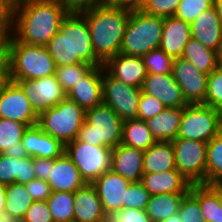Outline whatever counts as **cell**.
<instances>
[{"instance_id":"39","label":"cell","mask_w":222,"mask_h":222,"mask_svg":"<svg viewBox=\"0 0 222 222\" xmlns=\"http://www.w3.org/2000/svg\"><path fill=\"white\" fill-rule=\"evenodd\" d=\"M147 73L168 74L172 73L174 59L162 49H154L142 57Z\"/></svg>"},{"instance_id":"60","label":"cell","mask_w":222,"mask_h":222,"mask_svg":"<svg viewBox=\"0 0 222 222\" xmlns=\"http://www.w3.org/2000/svg\"><path fill=\"white\" fill-rule=\"evenodd\" d=\"M0 222H11L4 213H0Z\"/></svg>"},{"instance_id":"12","label":"cell","mask_w":222,"mask_h":222,"mask_svg":"<svg viewBox=\"0 0 222 222\" xmlns=\"http://www.w3.org/2000/svg\"><path fill=\"white\" fill-rule=\"evenodd\" d=\"M24 90L37 115L56 106L67 97L55 74L38 79H9Z\"/></svg>"},{"instance_id":"46","label":"cell","mask_w":222,"mask_h":222,"mask_svg":"<svg viewBox=\"0 0 222 222\" xmlns=\"http://www.w3.org/2000/svg\"><path fill=\"white\" fill-rule=\"evenodd\" d=\"M113 222H151L144 209L122 208L108 216Z\"/></svg>"},{"instance_id":"35","label":"cell","mask_w":222,"mask_h":222,"mask_svg":"<svg viewBox=\"0 0 222 222\" xmlns=\"http://www.w3.org/2000/svg\"><path fill=\"white\" fill-rule=\"evenodd\" d=\"M46 202L54 222L74 221V192H51Z\"/></svg>"},{"instance_id":"23","label":"cell","mask_w":222,"mask_h":222,"mask_svg":"<svg viewBox=\"0 0 222 222\" xmlns=\"http://www.w3.org/2000/svg\"><path fill=\"white\" fill-rule=\"evenodd\" d=\"M191 38V24L175 16L165 17L159 48L173 59L180 58Z\"/></svg>"},{"instance_id":"6","label":"cell","mask_w":222,"mask_h":222,"mask_svg":"<svg viewBox=\"0 0 222 222\" xmlns=\"http://www.w3.org/2000/svg\"><path fill=\"white\" fill-rule=\"evenodd\" d=\"M123 121L107 104L85 110L77 139L93 146L117 147L122 141Z\"/></svg>"},{"instance_id":"20","label":"cell","mask_w":222,"mask_h":222,"mask_svg":"<svg viewBox=\"0 0 222 222\" xmlns=\"http://www.w3.org/2000/svg\"><path fill=\"white\" fill-rule=\"evenodd\" d=\"M144 151L119 144L112 149L110 169L132 182H141Z\"/></svg>"},{"instance_id":"52","label":"cell","mask_w":222,"mask_h":222,"mask_svg":"<svg viewBox=\"0 0 222 222\" xmlns=\"http://www.w3.org/2000/svg\"><path fill=\"white\" fill-rule=\"evenodd\" d=\"M13 9L8 0H0V24H12Z\"/></svg>"},{"instance_id":"18","label":"cell","mask_w":222,"mask_h":222,"mask_svg":"<svg viewBox=\"0 0 222 222\" xmlns=\"http://www.w3.org/2000/svg\"><path fill=\"white\" fill-rule=\"evenodd\" d=\"M104 70L127 85L141 88L147 70L142 57L117 54L103 64Z\"/></svg>"},{"instance_id":"14","label":"cell","mask_w":222,"mask_h":222,"mask_svg":"<svg viewBox=\"0 0 222 222\" xmlns=\"http://www.w3.org/2000/svg\"><path fill=\"white\" fill-rule=\"evenodd\" d=\"M172 75L187 104H204L208 74L180 57L173 61Z\"/></svg>"},{"instance_id":"19","label":"cell","mask_w":222,"mask_h":222,"mask_svg":"<svg viewBox=\"0 0 222 222\" xmlns=\"http://www.w3.org/2000/svg\"><path fill=\"white\" fill-rule=\"evenodd\" d=\"M103 65L92 67L89 72L67 92V98L84 110L93 108L103 102Z\"/></svg>"},{"instance_id":"58","label":"cell","mask_w":222,"mask_h":222,"mask_svg":"<svg viewBox=\"0 0 222 222\" xmlns=\"http://www.w3.org/2000/svg\"><path fill=\"white\" fill-rule=\"evenodd\" d=\"M162 222H181V218H180L179 214L176 213L175 215L169 217L168 219H166Z\"/></svg>"},{"instance_id":"51","label":"cell","mask_w":222,"mask_h":222,"mask_svg":"<svg viewBox=\"0 0 222 222\" xmlns=\"http://www.w3.org/2000/svg\"><path fill=\"white\" fill-rule=\"evenodd\" d=\"M145 0H101V3L125 7L129 9H140Z\"/></svg>"},{"instance_id":"38","label":"cell","mask_w":222,"mask_h":222,"mask_svg":"<svg viewBox=\"0 0 222 222\" xmlns=\"http://www.w3.org/2000/svg\"><path fill=\"white\" fill-rule=\"evenodd\" d=\"M204 104L222 112V65L208 74Z\"/></svg>"},{"instance_id":"59","label":"cell","mask_w":222,"mask_h":222,"mask_svg":"<svg viewBox=\"0 0 222 222\" xmlns=\"http://www.w3.org/2000/svg\"><path fill=\"white\" fill-rule=\"evenodd\" d=\"M217 58H218L219 65H222V38L219 44V48L217 50Z\"/></svg>"},{"instance_id":"21","label":"cell","mask_w":222,"mask_h":222,"mask_svg":"<svg viewBox=\"0 0 222 222\" xmlns=\"http://www.w3.org/2000/svg\"><path fill=\"white\" fill-rule=\"evenodd\" d=\"M191 36L217 52L222 38V20L214 6L203 11L191 23Z\"/></svg>"},{"instance_id":"29","label":"cell","mask_w":222,"mask_h":222,"mask_svg":"<svg viewBox=\"0 0 222 222\" xmlns=\"http://www.w3.org/2000/svg\"><path fill=\"white\" fill-rule=\"evenodd\" d=\"M35 172L33 169V158L28 156L15 159L0 153V183L4 185L15 182L26 184L33 180Z\"/></svg>"},{"instance_id":"11","label":"cell","mask_w":222,"mask_h":222,"mask_svg":"<svg viewBox=\"0 0 222 222\" xmlns=\"http://www.w3.org/2000/svg\"><path fill=\"white\" fill-rule=\"evenodd\" d=\"M103 103L109 105L122 121L138 118L141 88H136L109 75L103 68Z\"/></svg>"},{"instance_id":"16","label":"cell","mask_w":222,"mask_h":222,"mask_svg":"<svg viewBox=\"0 0 222 222\" xmlns=\"http://www.w3.org/2000/svg\"><path fill=\"white\" fill-rule=\"evenodd\" d=\"M141 91L159 99L166 108H183L188 105L172 73H147Z\"/></svg>"},{"instance_id":"22","label":"cell","mask_w":222,"mask_h":222,"mask_svg":"<svg viewBox=\"0 0 222 222\" xmlns=\"http://www.w3.org/2000/svg\"><path fill=\"white\" fill-rule=\"evenodd\" d=\"M21 142L32 158L54 159L65 151V146L59 140L44 133L37 125L28 127Z\"/></svg>"},{"instance_id":"1","label":"cell","mask_w":222,"mask_h":222,"mask_svg":"<svg viewBox=\"0 0 222 222\" xmlns=\"http://www.w3.org/2000/svg\"><path fill=\"white\" fill-rule=\"evenodd\" d=\"M68 11L56 0H41L13 10L12 37L29 45L46 46L60 31Z\"/></svg>"},{"instance_id":"55","label":"cell","mask_w":222,"mask_h":222,"mask_svg":"<svg viewBox=\"0 0 222 222\" xmlns=\"http://www.w3.org/2000/svg\"><path fill=\"white\" fill-rule=\"evenodd\" d=\"M6 203V185L0 183V213H4Z\"/></svg>"},{"instance_id":"28","label":"cell","mask_w":222,"mask_h":222,"mask_svg":"<svg viewBox=\"0 0 222 222\" xmlns=\"http://www.w3.org/2000/svg\"><path fill=\"white\" fill-rule=\"evenodd\" d=\"M176 169L172 142H155L144 151L143 174L160 173Z\"/></svg>"},{"instance_id":"5","label":"cell","mask_w":222,"mask_h":222,"mask_svg":"<svg viewBox=\"0 0 222 222\" xmlns=\"http://www.w3.org/2000/svg\"><path fill=\"white\" fill-rule=\"evenodd\" d=\"M56 65L46 46L29 45L11 37L9 79H38L55 74Z\"/></svg>"},{"instance_id":"34","label":"cell","mask_w":222,"mask_h":222,"mask_svg":"<svg viewBox=\"0 0 222 222\" xmlns=\"http://www.w3.org/2000/svg\"><path fill=\"white\" fill-rule=\"evenodd\" d=\"M222 183V130L207 143L206 184Z\"/></svg>"},{"instance_id":"30","label":"cell","mask_w":222,"mask_h":222,"mask_svg":"<svg viewBox=\"0 0 222 222\" xmlns=\"http://www.w3.org/2000/svg\"><path fill=\"white\" fill-rule=\"evenodd\" d=\"M33 198L26 189L25 184L13 183L6 185V203L4 214L11 222H20Z\"/></svg>"},{"instance_id":"43","label":"cell","mask_w":222,"mask_h":222,"mask_svg":"<svg viewBox=\"0 0 222 222\" xmlns=\"http://www.w3.org/2000/svg\"><path fill=\"white\" fill-rule=\"evenodd\" d=\"M181 0H145L140 10L159 17L174 16Z\"/></svg>"},{"instance_id":"3","label":"cell","mask_w":222,"mask_h":222,"mask_svg":"<svg viewBox=\"0 0 222 222\" xmlns=\"http://www.w3.org/2000/svg\"><path fill=\"white\" fill-rule=\"evenodd\" d=\"M130 11L100 3L80 12L86 18L96 58L102 64L120 53Z\"/></svg>"},{"instance_id":"40","label":"cell","mask_w":222,"mask_h":222,"mask_svg":"<svg viewBox=\"0 0 222 222\" xmlns=\"http://www.w3.org/2000/svg\"><path fill=\"white\" fill-rule=\"evenodd\" d=\"M214 6V0H181L175 17L191 24L203 11Z\"/></svg>"},{"instance_id":"4","label":"cell","mask_w":222,"mask_h":222,"mask_svg":"<svg viewBox=\"0 0 222 222\" xmlns=\"http://www.w3.org/2000/svg\"><path fill=\"white\" fill-rule=\"evenodd\" d=\"M164 17L149 15L140 9H132L125 28L120 53L143 57L158 49L163 33Z\"/></svg>"},{"instance_id":"25","label":"cell","mask_w":222,"mask_h":222,"mask_svg":"<svg viewBox=\"0 0 222 222\" xmlns=\"http://www.w3.org/2000/svg\"><path fill=\"white\" fill-rule=\"evenodd\" d=\"M141 183L151 196L163 193H187L191 187V184L177 169L143 174Z\"/></svg>"},{"instance_id":"41","label":"cell","mask_w":222,"mask_h":222,"mask_svg":"<svg viewBox=\"0 0 222 222\" xmlns=\"http://www.w3.org/2000/svg\"><path fill=\"white\" fill-rule=\"evenodd\" d=\"M151 195L141 182H132L126 189L122 208L146 209Z\"/></svg>"},{"instance_id":"9","label":"cell","mask_w":222,"mask_h":222,"mask_svg":"<svg viewBox=\"0 0 222 222\" xmlns=\"http://www.w3.org/2000/svg\"><path fill=\"white\" fill-rule=\"evenodd\" d=\"M112 149L107 146H93L77 138L65 145V153L80 171L87 184L110 170Z\"/></svg>"},{"instance_id":"36","label":"cell","mask_w":222,"mask_h":222,"mask_svg":"<svg viewBox=\"0 0 222 222\" xmlns=\"http://www.w3.org/2000/svg\"><path fill=\"white\" fill-rule=\"evenodd\" d=\"M28 127L27 124L18 121L0 118V153L6 149L23 147L21 141Z\"/></svg>"},{"instance_id":"33","label":"cell","mask_w":222,"mask_h":222,"mask_svg":"<svg viewBox=\"0 0 222 222\" xmlns=\"http://www.w3.org/2000/svg\"><path fill=\"white\" fill-rule=\"evenodd\" d=\"M155 142L145 121L138 118L123 121L121 144L145 151Z\"/></svg>"},{"instance_id":"2","label":"cell","mask_w":222,"mask_h":222,"mask_svg":"<svg viewBox=\"0 0 222 222\" xmlns=\"http://www.w3.org/2000/svg\"><path fill=\"white\" fill-rule=\"evenodd\" d=\"M56 66L87 63L93 67L103 65L92 46L86 18L78 12H69L60 31L46 45Z\"/></svg>"},{"instance_id":"48","label":"cell","mask_w":222,"mask_h":222,"mask_svg":"<svg viewBox=\"0 0 222 222\" xmlns=\"http://www.w3.org/2000/svg\"><path fill=\"white\" fill-rule=\"evenodd\" d=\"M59 2L68 12H82L90 9L91 7L100 4L101 0H56Z\"/></svg>"},{"instance_id":"42","label":"cell","mask_w":222,"mask_h":222,"mask_svg":"<svg viewBox=\"0 0 222 222\" xmlns=\"http://www.w3.org/2000/svg\"><path fill=\"white\" fill-rule=\"evenodd\" d=\"M198 199L188 191L181 200L178 214L181 222H205Z\"/></svg>"},{"instance_id":"10","label":"cell","mask_w":222,"mask_h":222,"mask_svg":"<svg viewBox=\"0 0 222 222\" xmlns=\"http://www.w3.org/2000/svg\"><path fill=\"white\" fill-rule=\"evenodd\" d=\"M172 144L176 169L190 184H206L207 143L176 138Z\"/></svg>"},{"instance_id":"49","label":"cell","mask_w":222,"mask_h":222,"mask_svg":"<svg viewBox=\"0 0 222 222\" xmlns=\"http://www.w3.org/2000/svg\"><path fill=\"white\" fill-rule=\"evenodd\" d=\"M50 167H53V159L33 158V169L36 178L47 181Z\"/></svg>"},{"instance_id":"45","label":"cell","mask_w":222,"mask_h":222,"mask_svg":"<svg viewBox=\"0 0 222 222\" xmlns=\"http://www.w3.org/2000/svg\"><path fill=\"white\" fill-rule=\"evenodd\" d=\"M20 222H54L46 201H33Z\"/></svg>"},{"instance_id":"27","label":"cell","mask_w":222,"mask_h":222,"mask_svg":"<svg viewBox=\"0 0 222 222\" xmlns=\"http://www.w3.org/2000/svg\"><path fill=\"white\" fill-rule=\"evenodd\" d=\"M182 115L183 108H165L145 122L156 142H172L177 138Z\"/></svg>"},{"instance_id":"24","label":"cell","mask_w":222,"mask_h":222,"mask_svg":"<svg viewBox=\"0 0 222 222\" xmlns=\"http://www.w3.org/2000/svg\"><path fill=\"white\" fill-rule=\"evenodd\" d=\"M107 217L92 184H86L74 192V221L103 222Z\"/></svg>"},{"instance_id":"37","label":"cell","mask_w":222,"mask_h":222,"mask_svg":"<svg viewBox=\"0 0 222 222\" xmlns=\"http://www.w3.org/2000/svg\"><path fill=\"white\" fill-rule=\"evenodd\" d=\"M93 66L87 63L56 66L55 75L64 91L67 93L77 85Z\"/></svg>"},{"instance_id":"44","label":"cell","mask_w":222,"mask_h":222,"mask_svg":"<svg viewBox=\"0 0 222 222\" xmlns=\"http://www.w3.org/2000/svg\"><path fill=\"white\" fill-rule=\"evenodd\" d=\"M166 106L150 94L141 93L138 106V119L146 121L161 113Z\"/></svg>"},{"instance_id":"15","label":"cell","mask_w":222,"mask_h":222,"mask_svg":"<svg viewBox=\"0 0 222 222\" xmlns=\"http://www.w3.org/2000/svg\"><path fill=\"white\" fill-rule=\"evenodd\" d=\"M131 182L111 169L99 176L92 185L97 190L102 208L107 216L122 209L126 189Z\"/></svg>"},{"instance_id":"57","label":"cell","mask_w":222,"mask_h":222,"mask_svg":"<svg viewBox=\"0 0 222 222\" xmlns=\"http://www.w3.org/2000/svg\"><path fill=\"white\" fill-rule=\"evenodd\" d=\"M214 7L222 20V0H214Z\"/></svg>"},{"instance_id":"31","label":"cell","mask_w":222,"mask_h":222,"mask_svg":"<svg viewBox=\"0 0 222 222\" xmlns=\"http://www.w3.org/2000/svg\"><path fill=\"white\" fill-rule=\"evenodd\" d=\"M186 193H163L152 195L146 206L151 222H162L178 213L182 198Z\"/></svg>"},{"instance_id":"62","label":"cell","mask_w":222,"mask_h":222,"mask_svg":"<svg viewBox=\"0 0 222 222\" xmlns=\"http://www.w3.org/2000/svg\"><path fill=\"white\" fill-rule=\"evenodd\" d=\"M103 222H113L109 217H107Z\"/></svg>"},{"instance_id":"47","label":"cell","mask_w":222,"mask_h":222,"mask_svg":"<svg viewBox=\"0 0 222 222\" xmlns=\"http://www.w3.org/2000/svg\"><path fill=\"white\" fill-rule=\"evenodd\" d=\"M26 189L32 196L33 201H46L51 195V189L47 181L34 178L25 184Z\"/></svg>"},{"instance_id":"13","label":"cell","mask_w":222,"mask_h":222,"mask_svg":"<svg viewBox=\"0 0 222 222\" xmlns=\"http://www.w3.org/2000/svg\"><path fill=\"white\" fill-rule=\"evenodd\" d=\"M0 118L18 121L29 127L37 125L38 115L24 90L15 81L8 80L0 92Z\"/></svg>"},{"instance_id":"26","label":"cell","mask_w":222,"mask_h":222,"mask_svg":"<svg viewBox=\"0 0 222 222\" xmlns=\"http://www.w3.org/2000/svg\"><path fill=\"white\" fill-rule=\"evenodd\" d=\"M189 191L198 199L205 222H222V183L191 184Z\"/></svg>"},{"instance_id":"53","label":"cell","mask_w":222,"mask_h":222,"mask_svg":"<svg viewBox=\"0 0 222 222\" xmlns=\"http://www.w3.org/2000/svg\"><path fill=\"white\" fill-rule=\"evenodd\" d=\"M0 78H9V52H0Z\"/></svg>"},{"instance_id":"61","label":"cell","mask_w":222,"mask_h":222,"mask_svg":"<svg viewBox=\"0 0 222 222\" xmlns=\"http://www.w3.org/2000/svg\"><path fill=\"white\" fill-rule=\"evenodd\" d=\"M9 80V78H0V92L4 86V84Z\"/></svg>"},{"instance_id":"17","label":"cell","mask_w":222,"mask_h":222,"mask_svg":"<svg viewBox=\"0 0 222 222\" xmlns=\"http://www.w3.org/2000/svg\"><path fill=\"white\" fill-rule=\"evenodd\" d=\"M47 183L51 192H75L87 184L65 151L53 159Z\"/></svg>"},{"instance_id":"54","label":"cell","mask_w":222,"mask_h":222,"mask_svg":"<svg viewBox=\"0 0 222 222\" xmlns=\"http://www.w3.org/2000/svg\"><path fill=\"white\" fill-rule=\"evenodd\" d=\"M3 154H5L8 157H12L15 159H22L28 157V154L24 147H14L11 149H6Z\"/></svg>"},{"instance_id":"8","label":"cell","mask_w":222,"mask_h":222,"mask_svg":"<svg viewBox=\"0 0 222 222\" xmlns=\"http://www.w3.org/2000/svg\"><path fill=\"white\" fill-rule=\"evenodd\" d=\"M222 130V112L205 104L183 107L177 138L208 143Z\"/></svg>"},{"instance_id":"56","label":"cell","mask_w":222,"mask_h":222,"mask_svg":"<svg viewBox=\"0 0 222 222\" xmlns=\"http://www.w3.org/2000/svg\"><path fill=\"white\" fill-rule=\"evenodd\" d=\"M11 8L14 10L15 8L22 6L27 3L41 1V0H8Z\"/></svg>"},{"instance_id":"50","label":"cell","mask_w":222,"mask_h":222,"mask_svg":"<svg viewBox=\"0 0 222 222\" xmlns=\"http://www.w3.org/2000/svg\"><path fill=\"white\" fill-rule=\"evenodd\" d=\"M12 24H0V52H9Z\"/></svg>"},{"instance_id":"32","label":"cell","mask_w":222,"mask_h":222,"mask_svg":"<svg viewBox=\"0 0 222 222\" xmlns=\"http://www.w3.org/2000/svg\"><path fill=\"white\" fill-rule=\"evenodd\" d=\"M181 58L192 63L199 71L209 74L219 66L217 52L206 48L198 40L191 38L184 47Z\"/></svg>"},{"instance_id":"7","label":"cell","mask_w":222,"mask_h":222,"mask_svg":"<svg viewBox=\"0 0 222 222\" xmlns=\"http://www.w3.org/2000/svg\"><path fill=\"white\" fill-rule=\"evenodd\" d=\"M85 110L67 97L38 115L37 126L64 146L78 137Z\"/></svg>"}]
</instances>
